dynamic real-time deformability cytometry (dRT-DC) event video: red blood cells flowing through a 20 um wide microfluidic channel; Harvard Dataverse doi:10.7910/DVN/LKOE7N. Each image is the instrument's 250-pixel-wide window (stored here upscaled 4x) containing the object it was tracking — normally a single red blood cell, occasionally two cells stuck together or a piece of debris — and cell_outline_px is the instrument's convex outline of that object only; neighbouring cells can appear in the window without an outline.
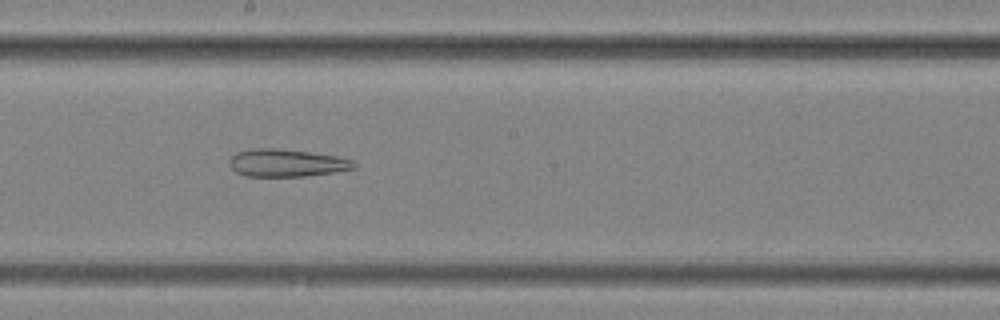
{"species": "common noctule bat (a hibernating species)", "species_latin": "Nyctalus noctula", "temperature_condition": "cold", "stored_images_in_passage": 55, "camera_frame_rate_fps": 3000, "um_per_image_px": 0.085, "animal": {"sex": "female", "body_mass_g": 25.1}, "frame": {"image": 1, "passage_image": 31, "time_ms": 10.0, "image_size_px": [1000, 320], "cell_outline_px": [[356, 168], [332, 172], [304, 176], [244, 176], [236, 172], [228, 164], [228, 160], [236, 152], [252, 148], [276, 148], [308, 152], [336, 156], [352, 160], [356, 164]], "centroid_in_image_um": [24.31, 13.84], "position_along_channel_um": 223.9, "area_um2": 19.94}}
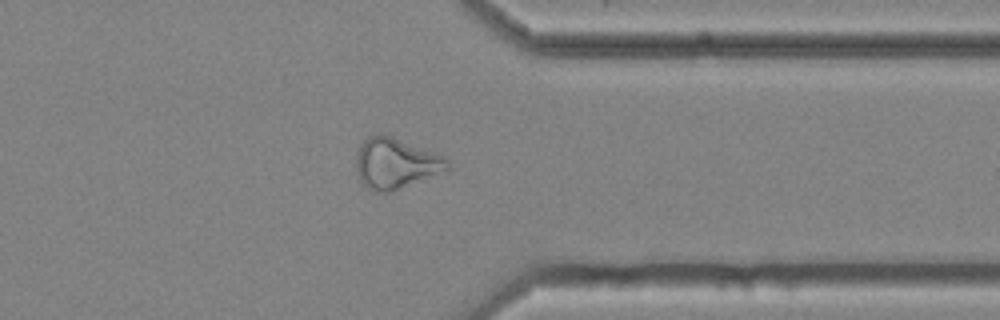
{"frame": {"image": 2, "passage_image": 44, "time_ms": 14.333, "image_size_px": [1000, 320], "cell_outline_px": [[448, 168], [392, 192], [372, 192], [360, 180], [356, 164], [356, 156], [360, 144], [368, 136], [392, 136], [444, 156], [448, 160]], "centroid_in_image_um": [33.58, 13.89], "position_along_channel_um": 377.8, "area_um2": 26.24}}
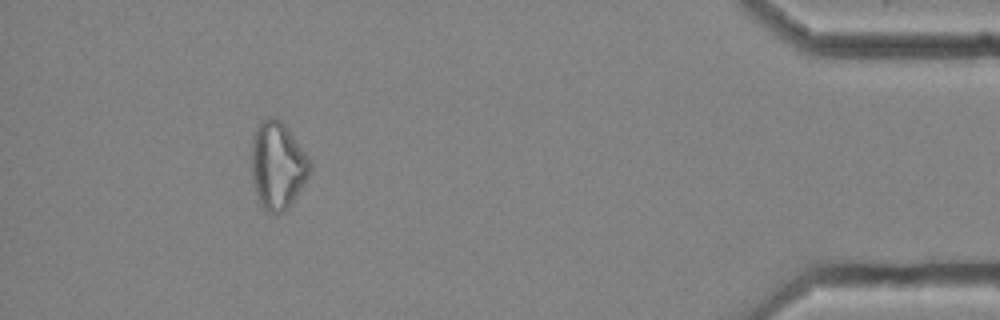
{"frame": {"image": 3, "passage_image": 51, "time_ms": 16.667, "image_size_px": [1000, 320], "cell_outline_px": [[312, 168], [308, 176], [292, 200], [276, 216], [264, 212], [260, 204], [252, 180], [252, 140], [256, 124], [264, 120], [276, 116], [288, 128], [312, 164]], "centroid_in_image_um": [23.56, 14.05], "position_along_channel_um": 411.6, "area_um2": 29.42}, "authors_computed_cell_mechanics": {"area_um2": 28.033, "velocity_mm_per_s": 3.6197, "shape_relaxation_time_tau1_ms": null, "shape_relaxation_time_tau2_ms": 3.0781, "deformation_change_tau1": null, "deformation_change_tau2": 0.1185}}